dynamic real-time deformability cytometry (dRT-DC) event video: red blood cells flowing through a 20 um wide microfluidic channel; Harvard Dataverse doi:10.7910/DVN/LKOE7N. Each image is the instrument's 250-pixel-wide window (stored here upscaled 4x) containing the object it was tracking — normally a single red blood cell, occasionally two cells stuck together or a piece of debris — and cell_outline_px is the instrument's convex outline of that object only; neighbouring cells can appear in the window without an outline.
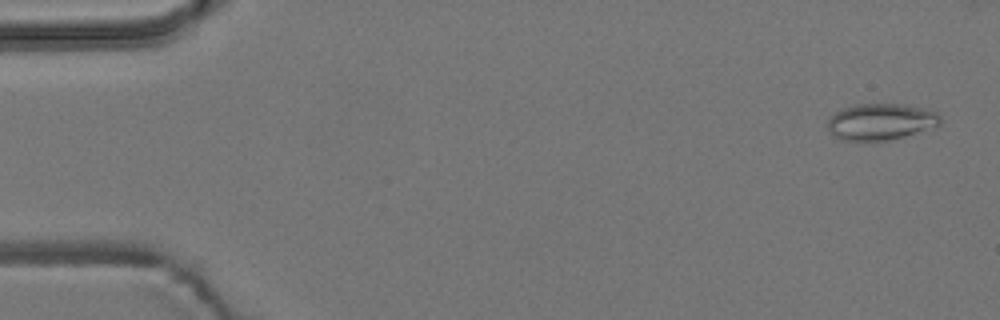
{"species": "common noctule bat (a hibernating species)", "species_latin": "Nyctalus noctula", "temperature_condition": "room temperature", "stored_images_in_passage": 6, "camera_frame_rate_fps": 3000, "um_per_image_px": 0.085, "animal": {"sex": "male", "body_mass_g": 19.2, "forearm_length_mm": 51.8}, "frame": {"image": 1, "passage_image": 1, "time_ms": 0.0, "image_size_px": [1000, 320], "cell_outline_px": [[940, 124], [904, 136], [888, 140], [840, 140], [828, 128], [828, 120], [836, 112], [844, 108], [856, 104], [900, 104], [924, 108], [936, 112], [940, 116]], "centroid_in_image_um": [74.86, 10.33], "position_along_channel_um": 10.1, "area_um2": 23.41}}